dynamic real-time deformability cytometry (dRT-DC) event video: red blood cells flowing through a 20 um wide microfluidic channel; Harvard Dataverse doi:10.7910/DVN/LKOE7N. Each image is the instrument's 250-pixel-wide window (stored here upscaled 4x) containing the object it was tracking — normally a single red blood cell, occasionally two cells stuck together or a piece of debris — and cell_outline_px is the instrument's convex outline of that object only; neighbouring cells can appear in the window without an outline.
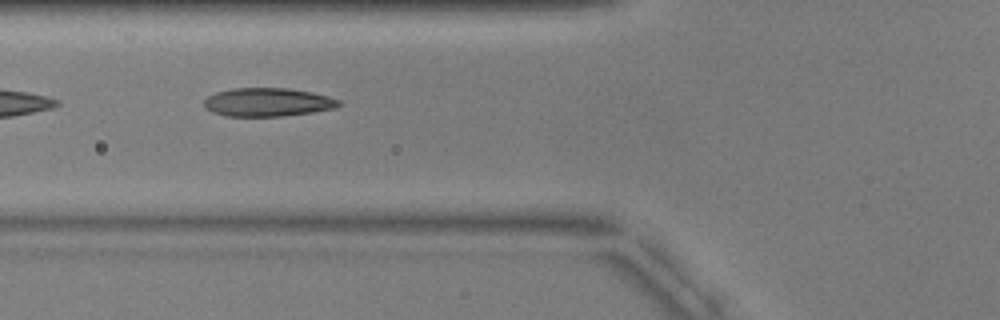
{"species": "common noctule bat (a hibernating species)", "species_latin": "Nyctalus noctula", "temperature_condition": "warm", "stored_images_in_passage": 8, "camera_frame_rate_fps": 3000, "um_per_image_px": 0.085, "animal": {"sex": "male", "body_mass_g": 17.9, "forearm_length_mm": 54.2}, "frame": {"image": 1, "passage_image": 5, "time_ms": 5.0, "image_size_px": [1000, 320], "cell_outline_px": [[344, 104], [336, 108], [312, 112], [284, 116], [224, 116], [212, 112], [204, 108], [204, 100], [208, 96], [216, 92], [232, 88], [288, 88], [312, 92], [328, 96], [340, 100]], "centroid_in_image_um": [22.77, 8.69], "position_along_channel_um": 103.0, "area_um2": 22.6}}
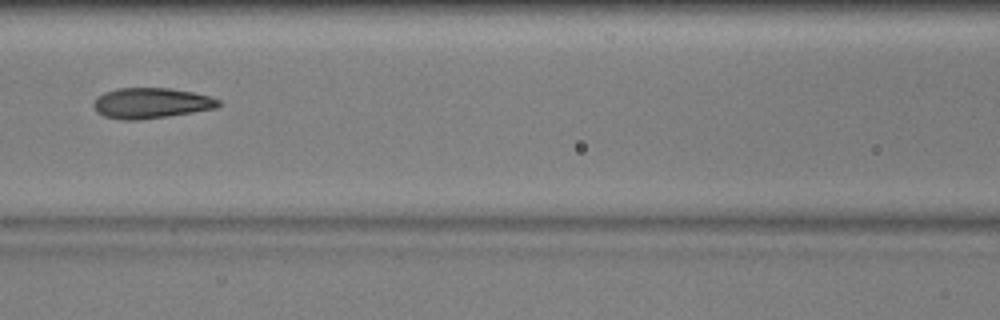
{"frame": {"image": 2, "passage_image": 6, "time_ms": 6.333, "image_size_px": [1000, 320], "cell_outline_px": [[224, 104], [216, 108], [168, 116], [140, 120], [120, 120], [104, 116], [96, 112], [92, 104], [104, 92], [116, 88], [168, 88], [192, 92], [208, 96], [220, 100]], "centroid_in_image_um": [12.84, 8.77], "position_along_channel_um": 153.8, "area_um2": 22.25}}